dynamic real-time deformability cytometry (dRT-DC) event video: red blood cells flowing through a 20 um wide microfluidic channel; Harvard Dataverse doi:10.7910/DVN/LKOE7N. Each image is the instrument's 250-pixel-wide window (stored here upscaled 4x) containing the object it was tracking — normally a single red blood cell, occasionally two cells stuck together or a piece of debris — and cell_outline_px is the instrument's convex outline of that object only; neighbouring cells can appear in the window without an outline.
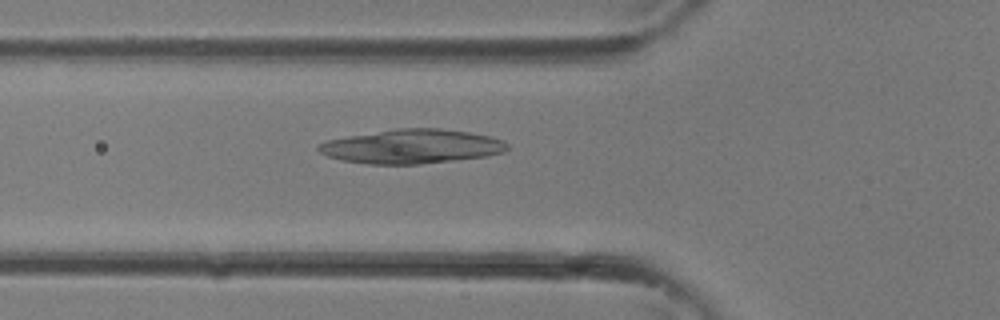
{"species": "common noctule bat (a hibernating species)", "species_latin": "Nyctalus noctula", "temperature_condition": "room temperature", "stored_images_in_passage": 28, "camera_frame_rate_fps": 3000, "um_per_image_px": 0.085, "animal": {"sex": "female"}, "frame": {"image": 1, "passage_image": 7, "time_ms": 2.0, "image_size_px": [1000, 320], "cell_outline_px": [[508, 148], [504, 152], [484, 156], [420, 164], [368, 164], [340, 160], [328, 156], [320, 152], [316, 148], [320, 144], [328, 140], [348, 136], [396, 128], [440, 128], [468, 132], [492, 136], [504, 140], [508, 144]], "centroid_in_image_um": [35.01, 12.44], "position_along_channel_um": 90.8, "area_um2": 37.45}}
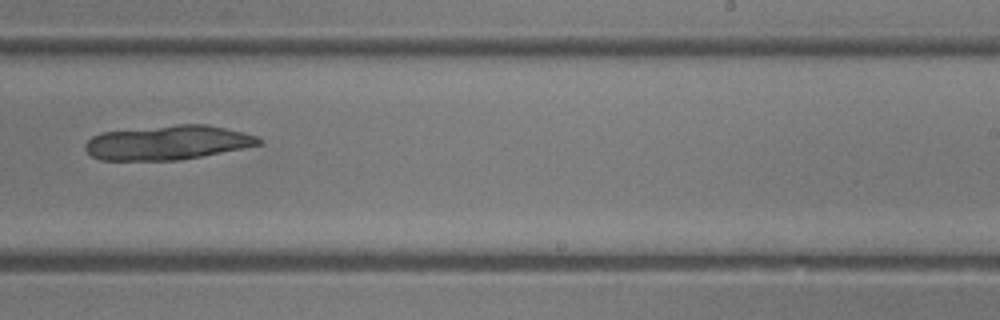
{"frame": {"image": 2, "passage_image": 16, "time_ms": 5.0, "image_size_px": [1000, 320], "cell_outline_px": [[264, 144], [180, 160], [100, 160], [92, 156], [84, 148], [84, 144], [92, 136], [100, 132], [180, 124], [208, 124], [244, 132], [256, 136]], "centroid_in_image_um": [14.24, 12.12], "position_along_channel_um": 274.8, "area_um2": 34.74}}
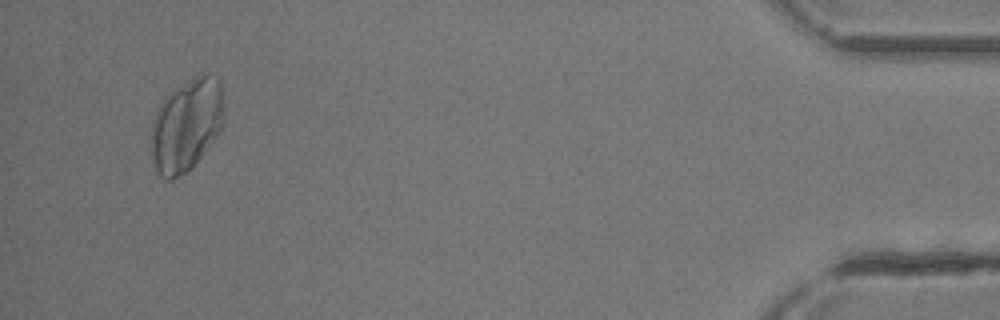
{"frame": {"image": 3, "passage_image": 27, "time_ms": 8.667, "image_size_px": [1000, 320], "cell_outline_px": [[224, 128], [192, 168], [172, 180], [164, 180], [160, 176], [152, 160], [152, 120], [164, 96], [200, 72], [208, 72], [220, 80], [224, 120]], "centroid_in_image_um": [15.87, 10.62], "position_along_channel_um": 419.3, "area_um2": 39.77}}